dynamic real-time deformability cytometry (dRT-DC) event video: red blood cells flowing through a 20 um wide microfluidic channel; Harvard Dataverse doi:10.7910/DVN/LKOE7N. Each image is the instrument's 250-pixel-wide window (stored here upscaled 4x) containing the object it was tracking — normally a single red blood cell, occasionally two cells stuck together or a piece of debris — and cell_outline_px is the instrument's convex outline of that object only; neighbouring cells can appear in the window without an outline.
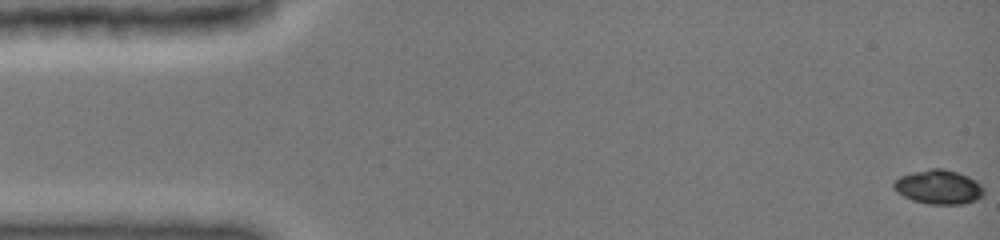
{"species": "common noctule bat (a hibernating species)", "species_latin": "Nyctalus noctula", "temperature_condition": "cold", "stored_images_in_passage": 9, "camera_frame_rate_fps": 3000, "um_per_image_px": 0.085, "animal": {"sex": "female", "body_mass_g": 19.0, "forearm_length_mm": 51.5}, "frame": {"image": 1, "passage_image": 1, "time_ms": 0.0, "image_size_px": [1000, 240], "cell_outline_px": [[984, 196], [976, 200], [964, 204], [928, 204], [912, 200], [896, 192], [892, 184], [900, 176], [912, 172], [932, 168], [944, 168], [968, 176], [976, 180], [984, 188]], "centroid_in_image_um": [79.8, 15.9], "position_along_channel_um": 5.2, "area_um2": 18.09}}
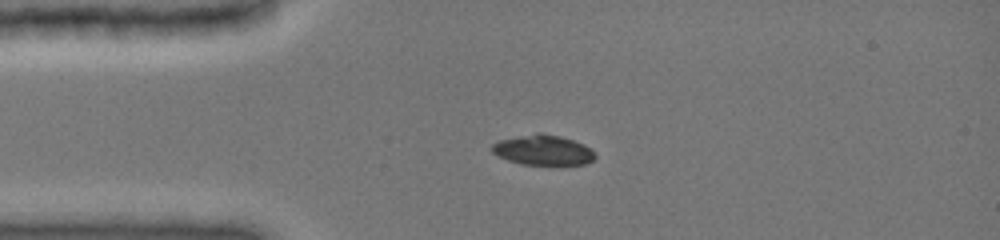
{"frame": {"image": 2, "passage_image": 6, "time_ms": 3.667, "image_size_px": [1000, 240], "cell_outline_px": [[596, 156], [592, 160], [584, 164], [520, 164], [508, 160], [492, 152], [492, 144], [500, 140], [536, 132], [540, 132], [560, 136], [584, 144], [596, 152]], "centroid_in_image_um": [46.17, 12.74], "position_along_channel_um": 38.8, "area_um2": 17.98}}
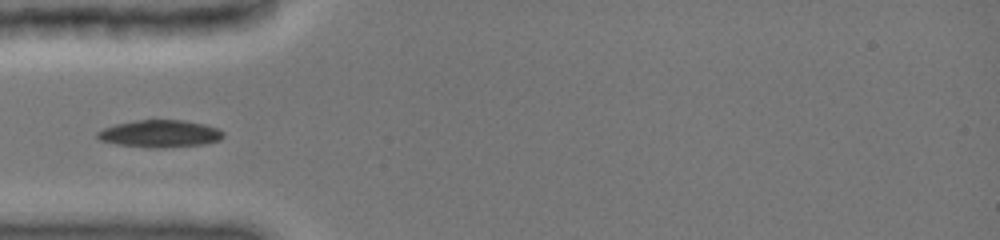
{"frame": {"image": 3, "passage_image": 8, "time_ms": 5.0, "image_size_px": [1000, 240], "cell_outline_px": [[224, 136], [220, 140], [204, 144], [160, 148], [156, 148], [116, 144], [100, 140], [96, 136], [96, 132], [104, 128], [116, 124], [136, 120], [184, 120], [204, 124], [216, 128], [224, 132]], "centroid_in_image_um": [13.6, 11.36], "position_along_channel_um": 71.4, "area_um2": 19.94}}